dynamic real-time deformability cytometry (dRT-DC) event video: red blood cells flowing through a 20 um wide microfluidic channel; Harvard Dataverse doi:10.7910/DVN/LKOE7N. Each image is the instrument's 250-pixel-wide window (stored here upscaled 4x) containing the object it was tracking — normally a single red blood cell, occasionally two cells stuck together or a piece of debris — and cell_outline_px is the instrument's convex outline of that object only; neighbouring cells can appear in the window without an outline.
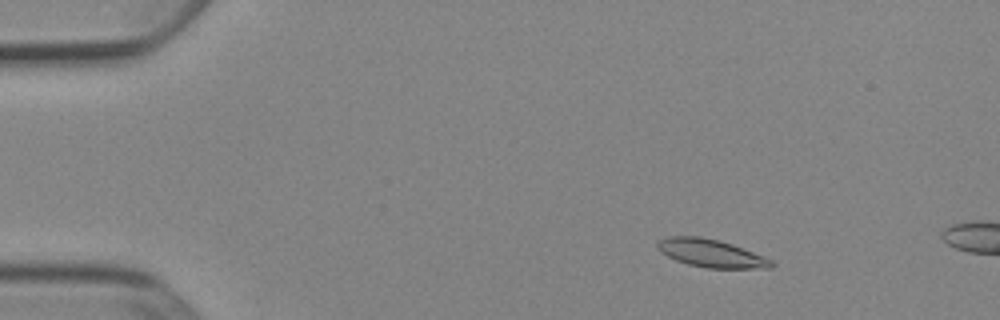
{"species": "Egyptian fruit bat (a non-hibernating species)", "species_latin": "Rousettus aegyptiacus", "temperature_condition": "cold", "stored_images_in_passage": 54, "camera_frame_rate_fps": 3000, "um_per_image_px": 0.085, "animal": {"sex": "female"}, "frame": {"image": 1, "passage_image": 8, "time_ms": 2.333, "image_size_px": [1000, 320], "cell_outline_px": [[776, 264], [772, 268], [708, 268], [688, 264], [676, 260], [660, 252], [656, 248], [656, 244], [660, 240], [668, 236], [700, 236], [720, 240], [732, 244], [764, 256], [772, 260]], "centroid_in_image_um": [60.45, 21.52], "position_along_channel_um": 24.6, "area_um2": 18.61}}
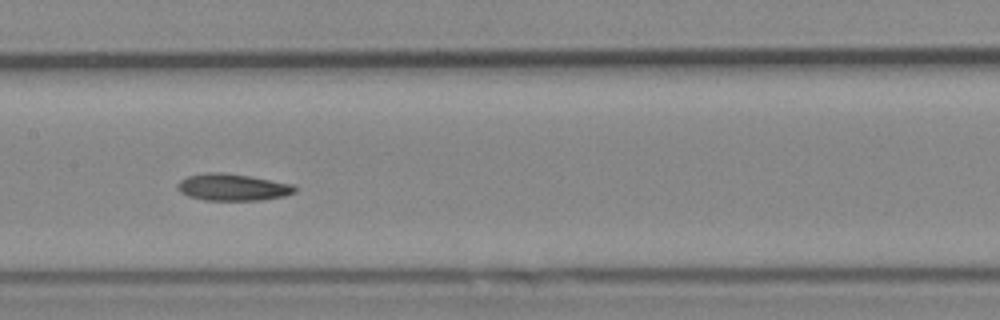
{"frame": {"image": 2, "passage_image": 27, "time_ms": 8.667, "image_size_px": [1000, 320], "cell_outline_px": [[296, 192], [284, 196], [260, 200], [204, 200], [188, 196], [180, 192], [176, 188], [176, 184], [180, 180], [188, 176], [204, 172], [224, 172], [248, 176], [292, 184], [296, 188]], "centroid_in_image_um": [19.72, 15.91], "position_along_channel_um": 187.7, "area_um2": 18.38}}
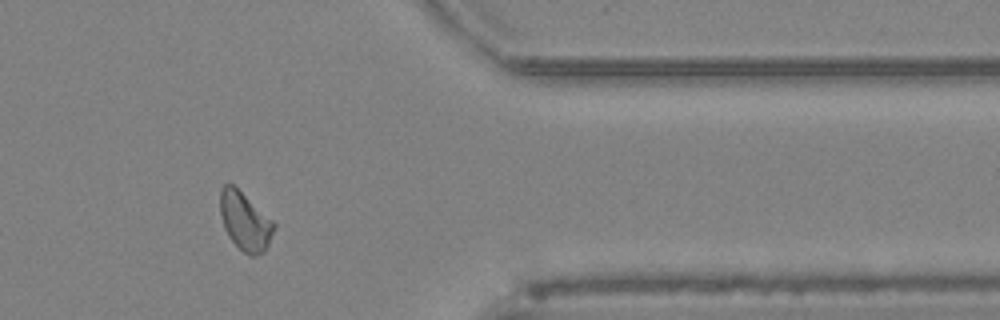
{"frame": {"image": 3, "passage_image": 44, "time_ms": 14.333, "image_size_px": [1000, 320], "cell_outline_px": [[276, 228], [264, 252], [256, 256], [248, 256], [228, 236], [224, 228], [220, 212], [220, 188], [224, 184], [232, 184], [272, 220], [276, 224]], "centroid_in_image_um": [20.82, 18.83], "position_along_channel_um": 390.6, "area_um2": 18.09}}